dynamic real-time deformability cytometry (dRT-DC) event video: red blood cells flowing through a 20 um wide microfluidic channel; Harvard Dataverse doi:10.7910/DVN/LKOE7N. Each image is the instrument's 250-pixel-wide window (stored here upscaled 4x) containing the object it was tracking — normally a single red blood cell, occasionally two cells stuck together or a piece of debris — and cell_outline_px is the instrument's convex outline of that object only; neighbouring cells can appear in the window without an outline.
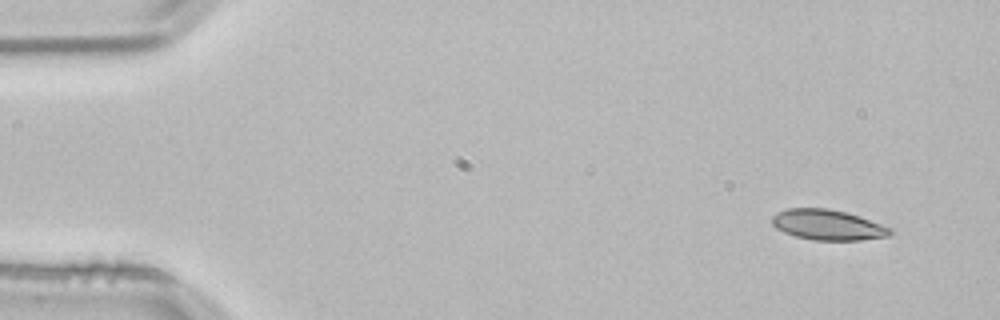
{"species": "common noctule bat (a hibernating species)", "species_latin": "Nyctalus noctula", "temperature_condition": "room temperature", "stored_images_in_passage": 4, "camera_frame_rate_fps": 3000, "um_per_image_px": 0.085, "animal": {"sex": "male", "body_mass_g": 21.5, "forearm_length_mm": 52.0}, "frame": {"image": 1, "passage_image": 1, "time_ms": 0.0, "image_size_px": [1000, 320], "cell_outline_px": [[892, 232], [888, 236], [860, 240], [812, 240], [796, 236], [784, 232], [776, 228], [772, 224], [772, 216], [776, 212], [788, 208], [828, 208], [844, 212], [892, 228]], "centroid_in_image_um": [70.31, 19.11], "position_along_channel_um": 14.7, "area_um2": 20.69}}